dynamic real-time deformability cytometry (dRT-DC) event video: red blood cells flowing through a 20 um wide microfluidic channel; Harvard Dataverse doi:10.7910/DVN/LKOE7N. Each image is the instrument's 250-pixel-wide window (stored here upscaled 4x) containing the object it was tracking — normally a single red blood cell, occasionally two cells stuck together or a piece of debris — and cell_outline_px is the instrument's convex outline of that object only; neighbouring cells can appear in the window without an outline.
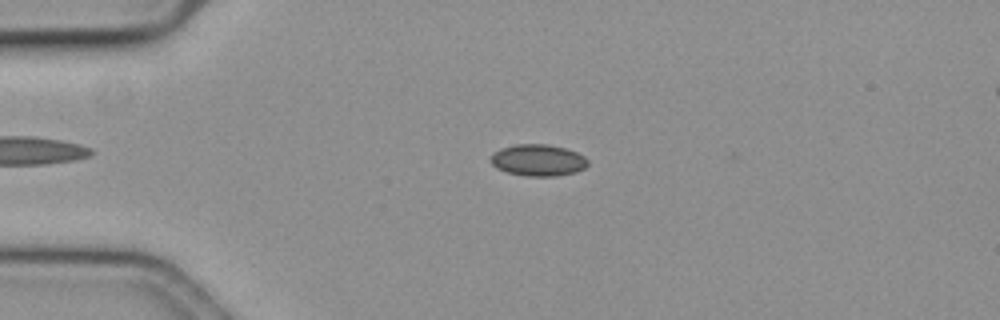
{"species": "common noctule bat (a hibernating species)", "species_latin": "Nyctalus noctula", "temperature_condition": "cold", "stored_images_in_passage": 51, "camera_frame_rate_fps": 3000, "um_per_image_px": 0.085, "animal": {"sex": "female", "body_mass_g": 19.3, "forearm_length_mm": 54.1}, "frame": {"image": 1, "passage_image": 14, "time_ms": 4.333, "image_size_px": [1000, 320], "cell_outline_px": [[588, 164], [584, 168], [576, 172], [556, 176], [524, 176], [508, 172], [496, 168], [488, 160], [492, 152], [500, 148], [516, 144], [548, 144], [564, 148], [576, 152], [584, 156], [588, 160]], "centroid_in_image_um": [45.7, 13.61], "position_along_channel_um": 39.3, "area_um2": 18.09}}
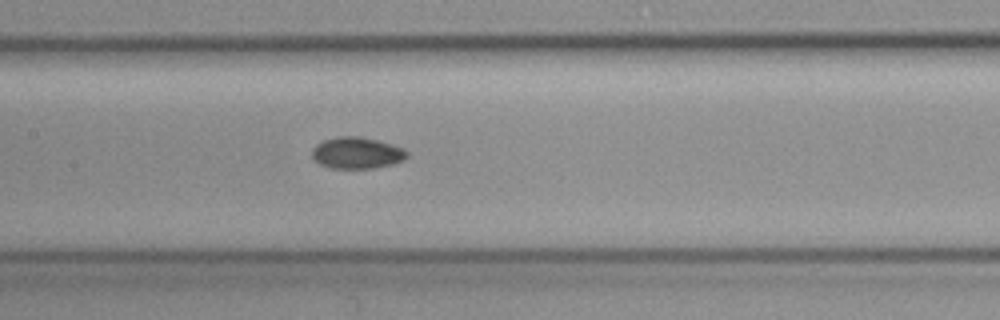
{"frame": {"image": 2, "passage_image": 28, "time_ms": 9.0, "image_size_px": [1000, 320], "cell_outline_px": [[408, 156], [404, 160], [392, 164], [372, 168], [332, 168], [320, 164], [312, 156], [312, 148], [316, 144], [324, 140], [336, 136], [360, 136], [392, 144], [404, 148], [408, 152]], "centroid_in_image_um": [30.34, 12.99], "position_along_channel_um": 177.1, "area_um2": 17.46}}
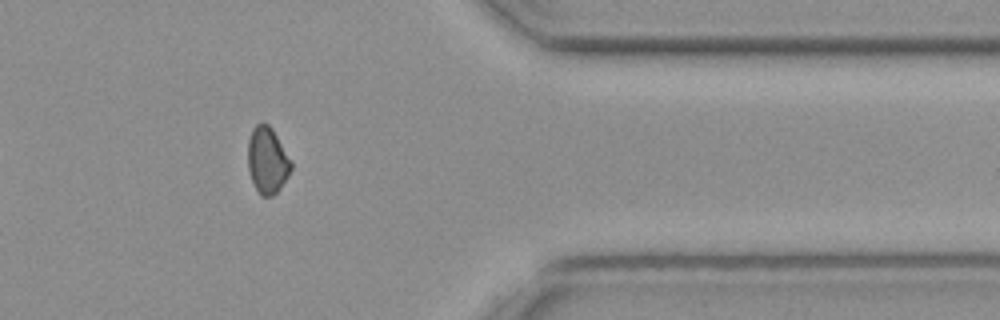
{"frame": {"image": 3, "passage_image": 47, "time_ms": 15.333, "image_size_px": [1000, 320], "cell_outline_px": [[292, 168], [288, 176], [280, 188], [272, 196], [260, 196], [248, 172], [248, 140], [252, 128], [256, 124], [268, 124], [272, 128], [292, 160]], "centroid_in_image_um": [22.73, 13.63], "position_along_channel_um": 388.7, "area_um2": 16.82}}